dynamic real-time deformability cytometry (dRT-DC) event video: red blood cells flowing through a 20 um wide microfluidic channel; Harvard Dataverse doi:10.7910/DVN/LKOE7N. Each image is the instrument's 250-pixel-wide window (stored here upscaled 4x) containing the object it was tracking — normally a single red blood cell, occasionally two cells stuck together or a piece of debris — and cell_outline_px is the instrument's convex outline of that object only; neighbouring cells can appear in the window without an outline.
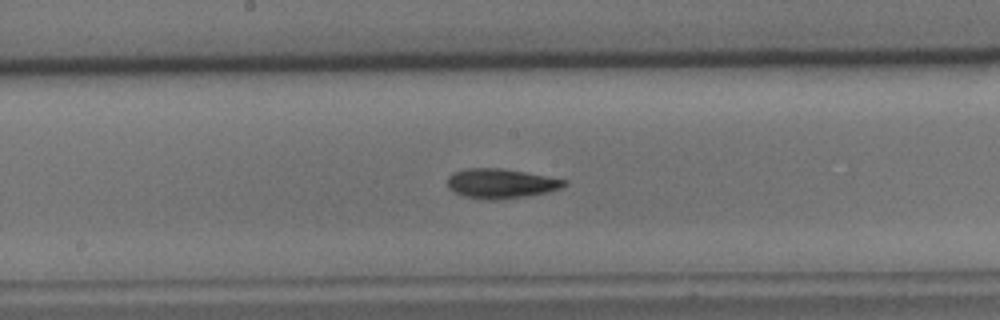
{"species": "common noctule bat (a hibernating species)", "species_latin": "Nyctalus noctula", "temperature_condition": "cold", "stored_images_in_passage": 40, "camera_frame_rate_fps": 3000, "um_per_image_px": 0.085, "animal": {"sex": "male", "body_mass_g": 15.6}, "frame": {"image": 1, "passage_image": 13, "time_ms": 4.0, "image_size_px": [1000, 320], "cell_outline_px": [[568, 184], [560, 188], [548, 192], [524, 196], [496, 200], [484, 200], [464, 196], [448, 188], [448, 176], [452, 172], [464, 168], [500, 168], [524, 172], [568, 180]], "centroid_in_image_um": [42.55, 15.59], "position_along_channel_um": 205.6, "area_um2": 20.17}}
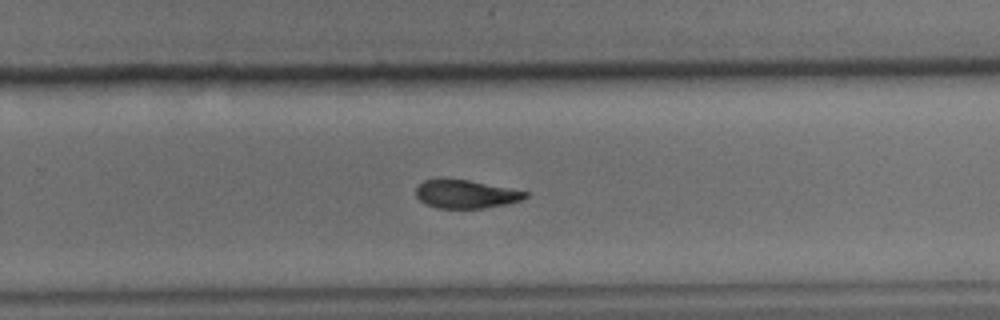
{"frame": {"image": 2, "passage_image": 20, "time_ms": 6.333, "image_size_px": [1000, 320], "cell_outline_px": [[528, 196], [520, 200], [504, 204], [484, 208], [436, 208], [424, 204], [416, 196], [416, 188], [424, 180], [468, 180], [528, 192]], "centroid_in_image_um": [39.56, 16.52], "position_along_channel_um": 290.2, "area_um2": 17.63}}
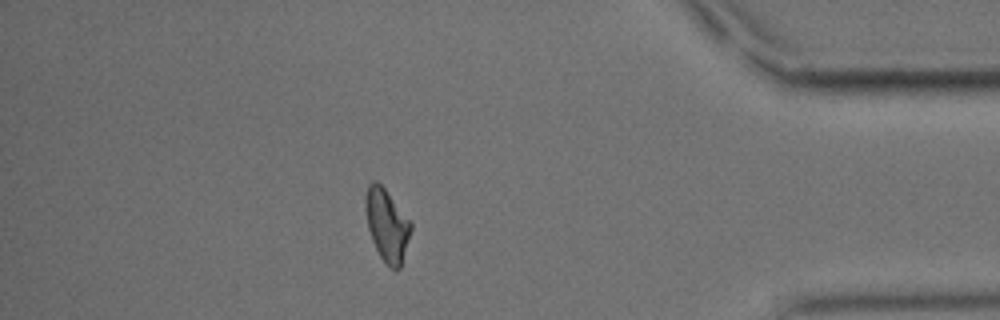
{"frame": {"image": 3, "passage_image": 32, "time_ms": 10.333, "image_size_px": [1000, 320], "cell_outline_px": [[412, 228], [400, 268], [396, 272], [380, 256], [372, 240], [368, 228], [364, 204], [364, 200], [368, 184], [372, 180], [376, 180], [384, 188], [412, 220]], "centroid_in_image_um": [32.89, 19.09], "position_along_channel_um": 402.3, "area_um2": 19.25}, "authors_computed_cell_mechanics": {"area_um2": 19.2763, "velocity_mm_per_s": 3.6406, "shape_relaxation_time_tau1_ms": 4.2808, "shape_relaxation_time_tau2_ms": 4.1897, "deformation_change_tau1": 0.1494, "deformation_change_tau2": 0.1121}}